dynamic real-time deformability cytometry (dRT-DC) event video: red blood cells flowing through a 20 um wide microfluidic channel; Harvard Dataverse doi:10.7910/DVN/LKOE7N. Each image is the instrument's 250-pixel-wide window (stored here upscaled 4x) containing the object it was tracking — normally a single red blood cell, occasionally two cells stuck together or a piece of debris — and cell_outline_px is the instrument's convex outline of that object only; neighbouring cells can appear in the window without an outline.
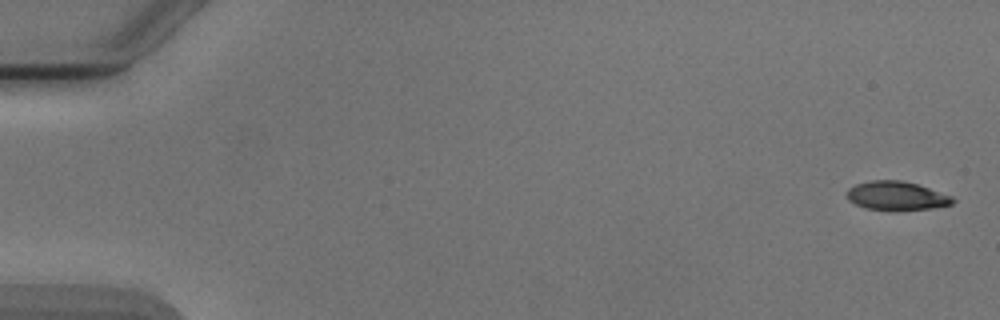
{"species": "Egyptian fruit bat (a non-hibernating species)", "species_latin": "Rousettus aegyptiacus", "temperature_condition": "cold", "stored_images_in_passage": 7, "camera_frame_rate_fps": 3000, "um_per_image_px": 0.085, "animal": {"sex": "male"}, "frame": {"image": 1, "passage_image": 1, "time_ms": 0.0, "image_size_px": [1000, 320], "cell_outline_px": [[956, 200], [952, 204], [932, 208], [896, 212], [892, 212], [864, 208], [848, 200], [844, 196], [844, 192], [848, 188], [856, 184], [872, 180], [900, 180], [916, 184], [952, 196]], "centroid_in_image_um": [76.15, 16.67], "position_along_channel_um": 8.9, "area_um2": 18.26}}
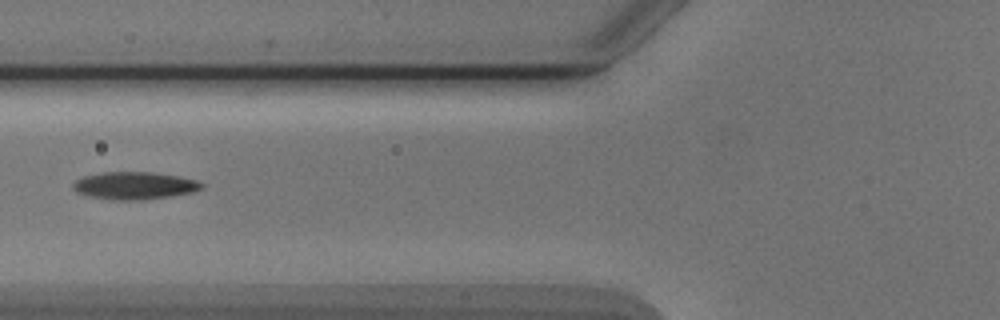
{"frame": {"image": 2, "passage_image": 6, "time_ms": 6.667, "image_size_px": [1000, 320], "cell_outline_px": [[204, 188], [192, 192], [168, 196], [140, 200], [112, 200], [92, 196], [76, 192], [72, 188], [72, 184], [76, 180], [84, 176], [100, 172], [152, 172], [176, 176], [196, 180], [204, 184]], "centroid_in_image_um": [11.41, 15.77], "position_along_channel_um": 114.4, "area_um2": 20.46}}
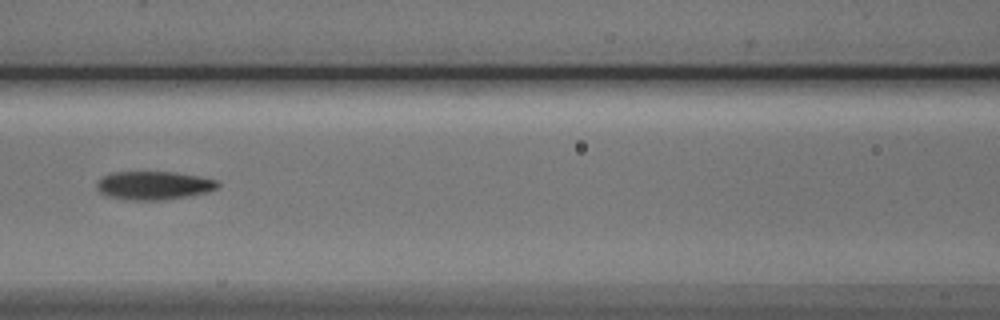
{"frame": {"image": 3, "passage_image": 7, "time_ms": 7.667, "image_size_px": [1000, 320], "cell_outline_px": [[220, 184], [216, 188], [204, 192], [164, 200], [132, 200], [108, 196], [100, 192], [96, 188], [96, 184], [100, 176], [112, 172], [176, 172], [200, 176], [216, 180]], "centroid_in_image_um": [13.01, 15.74], "position_along_channel_um": 153.6, "area_um2": 19.94}}